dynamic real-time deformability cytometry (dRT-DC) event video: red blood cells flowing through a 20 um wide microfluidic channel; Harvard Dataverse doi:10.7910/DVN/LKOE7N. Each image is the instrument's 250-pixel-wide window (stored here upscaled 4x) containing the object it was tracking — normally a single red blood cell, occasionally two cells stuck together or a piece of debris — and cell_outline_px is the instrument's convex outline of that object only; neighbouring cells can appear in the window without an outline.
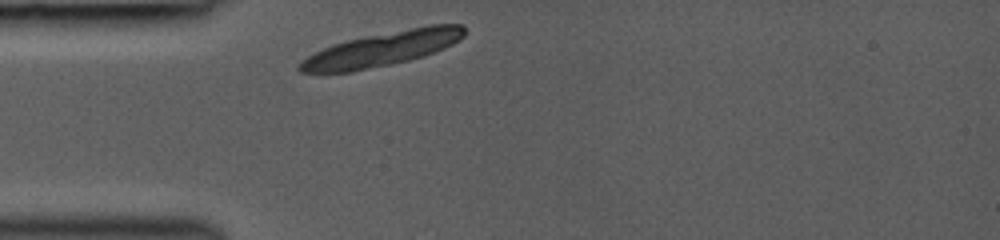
{"species": "common noctule bat (a hibernating species)", "species_latin": "Nyctalus noctula", "temperature_condition": "room temperature", "stored_images_in_passage": 15, "camera_frame_rate_fps": 3000, "um_per_image_px": 0.085, "animal": {"sex": "female", "body_mass_g": 19.0, "forearm_length_mm": 53.3}, "frame": {"image": 1, "passage_image": 1, "time_ms": 0.0, "image_size_px": [1000, 240], "cell_outline_px": [[464, 36], [460, 40], [444, 48], [424, 56], [392, 64], [352, 72], [300, 72], [296, 68], [308, 56], [332, 44], [348, 40], [428, 24], [464, 24]], "centroid_in_image_um": [32.54, 4.15], "position_along_channel_um": 52.5, "area_um2": 32.66}}